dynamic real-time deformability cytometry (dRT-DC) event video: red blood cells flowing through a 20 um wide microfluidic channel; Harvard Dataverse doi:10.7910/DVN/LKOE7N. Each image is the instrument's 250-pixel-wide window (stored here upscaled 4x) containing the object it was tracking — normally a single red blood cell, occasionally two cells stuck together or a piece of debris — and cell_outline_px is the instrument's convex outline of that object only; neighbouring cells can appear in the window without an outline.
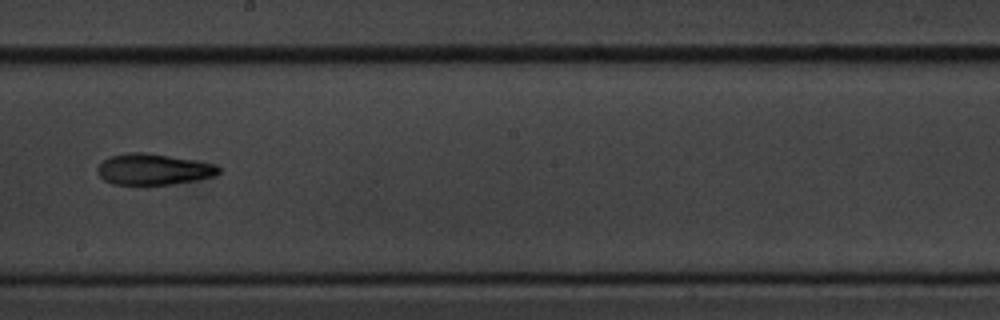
{"species": "common noctule bat (a hibernating species)", "species_latin": "Nyctalus noctula", "temperature_condition": "cold", "stored_images_in_passage": 9, "camera_frame_rate_fps": 3000, "um_per_image_px": 0.085, "animal": {"sex": "male", "body_mass_g": 20.1, "forearm_length_mm": 53.5}, "frame": {"image": 1, "passage_image": 9, "time_ms": 9.0, "image_size_px": [1000, 320], "cell_outline_px": [[220, 172], [216, 176], [196, 180], [172, 184], [112, 184], [104, 180], [100, 176], [96, 168], [104, 160], [112, 156], [128, 152], [144, 152], [196, 160], [216, 164], [220, 168]], "centroid_in_image_um": [13.07, 14.39], "position_along_channel_um": 235.1, "area_um2": 21.91}}